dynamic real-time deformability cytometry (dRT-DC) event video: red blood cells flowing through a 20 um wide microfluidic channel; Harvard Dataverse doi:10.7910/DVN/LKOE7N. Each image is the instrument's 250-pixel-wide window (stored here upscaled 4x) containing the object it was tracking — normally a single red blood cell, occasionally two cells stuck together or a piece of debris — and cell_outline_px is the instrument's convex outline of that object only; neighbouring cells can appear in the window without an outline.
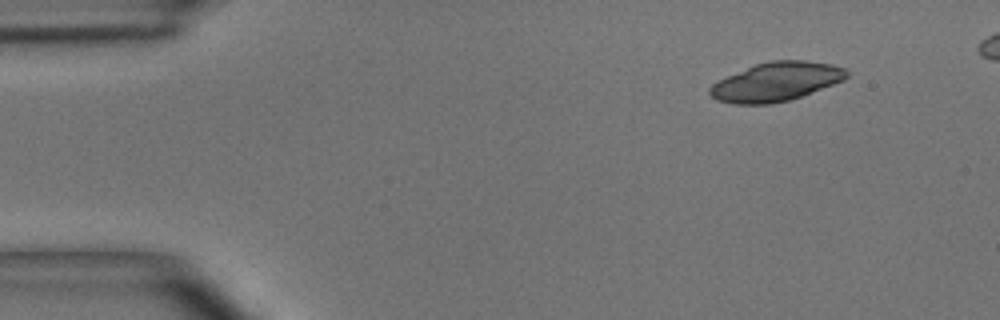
{"species": "common noctule bat (a hibernating species)", "species_latin": "Nyctalus noctula", "temperature_condition": "room temperature", "stored_images_in_passage": 11, "camera_frame_rate_fps": 3000, "um_per_image_px": 0.085, "animal": {"sex": "male", "body_mass_g": 15.6}, "frame": {"image": 1, "passage_image": 1, "time_ms": 0.0, "image_size_px": [1000, 320], "cell_outline_px": [[848, 76], [844, 80], [800, 96], [788, 100], [772, 104], [732, 104], [716, 100], [708, 92], [708, 88], [712, 84], [728, 76], [756, 64], [768, 60], [804, 60], [832, 64], [844, 68], [848, 72]], "centroid_in_image_um": [65.96, 6.95], "position_along_channel_um": 19.0, "area_um2": 30.75}}